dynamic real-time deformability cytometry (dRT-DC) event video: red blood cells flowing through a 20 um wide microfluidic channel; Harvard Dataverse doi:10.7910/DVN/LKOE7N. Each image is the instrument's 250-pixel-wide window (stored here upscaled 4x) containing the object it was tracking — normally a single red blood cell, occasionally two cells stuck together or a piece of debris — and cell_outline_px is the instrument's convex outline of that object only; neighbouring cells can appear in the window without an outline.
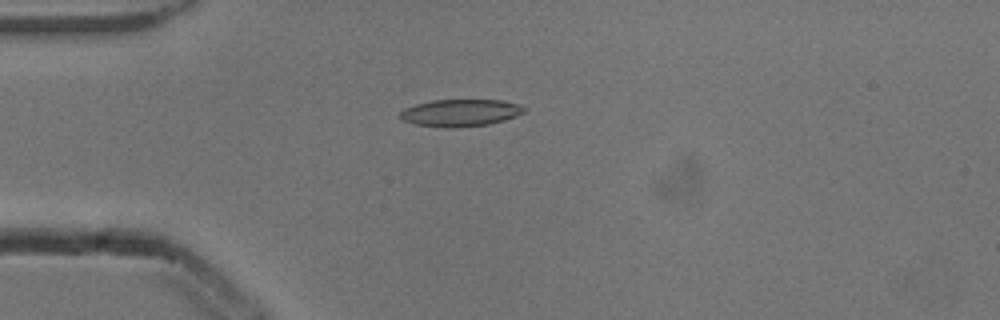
{"species": "common noctule bat (a hibernating species)", "species_latin": "Nyctalus noctula", "temperature_condition": "cold", "stored_images_in_passage": 5, "camera_frame_rate_fps": 3000, "um_per_image_px": 0.085, "animal": {"sex": "male", "body_mass_g": 13.3}, "frame": {"image": 1, "passage_image": 4, "time_ms": 1.0, "image_size_px": [1000, 320], "cell_outline_px": [[528, 108], [524, 112], [516, 116], [504, 120], [488, 124], [456, 128], [444, 128], [416, 124], [404, 120], [400, 116], [400, 112], [404, 108], [416, 104], [432, 100], [500, 100], [520, 104]], "centroid_in_image_um": [39.16, 9.59], "position_along_channel_um": 45.8, "area_um2": 19.65}}